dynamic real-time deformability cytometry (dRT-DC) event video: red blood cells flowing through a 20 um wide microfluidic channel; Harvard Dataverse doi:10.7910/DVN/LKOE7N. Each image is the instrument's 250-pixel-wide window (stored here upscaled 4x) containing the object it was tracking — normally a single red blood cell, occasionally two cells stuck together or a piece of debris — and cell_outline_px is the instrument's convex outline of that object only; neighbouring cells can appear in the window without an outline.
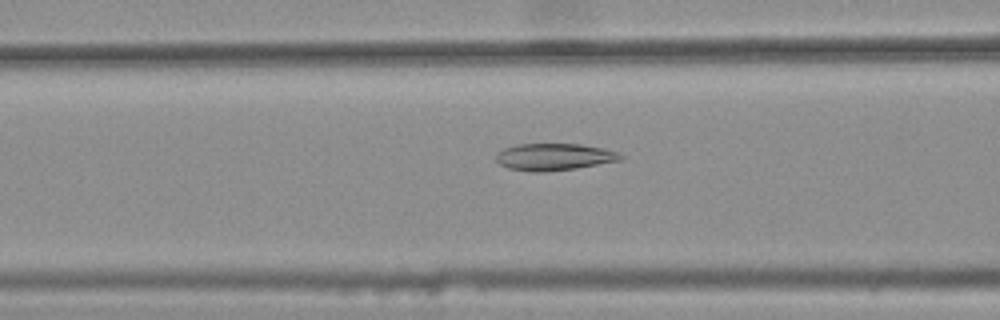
{"species": "common noctule bat (a hibernating species)", "species_latin": "Nyctalus noctula", "temperature_condition": "warm", "stored_images_in_passage": 48, "camera_frame_rate_fps": 3000, "um_per_image_px": 0.085, "animal": {"sex": "female", "body_mass_g": 25.1}, "frame": {"image": 1, "passage_image": 21, "time_ms": 6.667, "image_size_px": [1000, 320], "cell_outline_px": [[624, 156], [620, 160], [576, 168], [544, 172], [528, 172], [508, 168], [500, 164], [496, 160], [496, 152], [504, 148], [516, 144], [580, 144], [604, 148], [616, 152]], "centroid_in_image_um": [47.05, 13.33], "position_along_channel_um": 119.5, "area_um2": 19.59}}
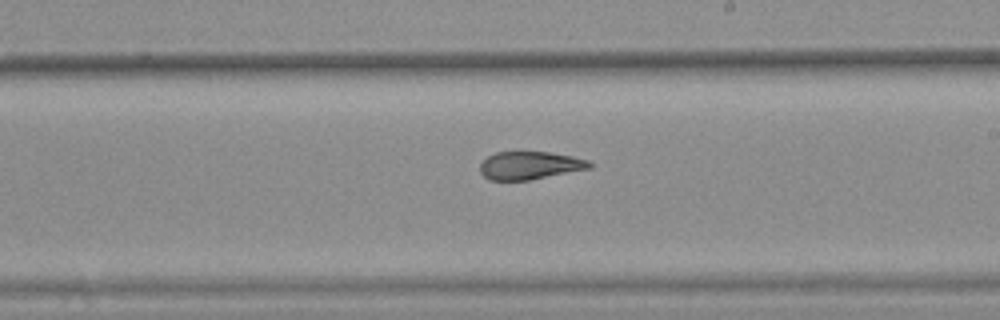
{"frame": {"image": 2, "passage_image": 31, "time_ms": 10.0, "image_size_px": [1000, 320], "cell_outline_px": [[592, 168], [528, 180], [488, 180], [480, 172], [480, 164], [488, 156], [496, 152], [548, 152], [572, 156], [588, 160], [592, 164]], "centroid_in_image_um": [45.03, 14.06], "position_along_channel_um": 244.0, "area_um2": 17.74}}
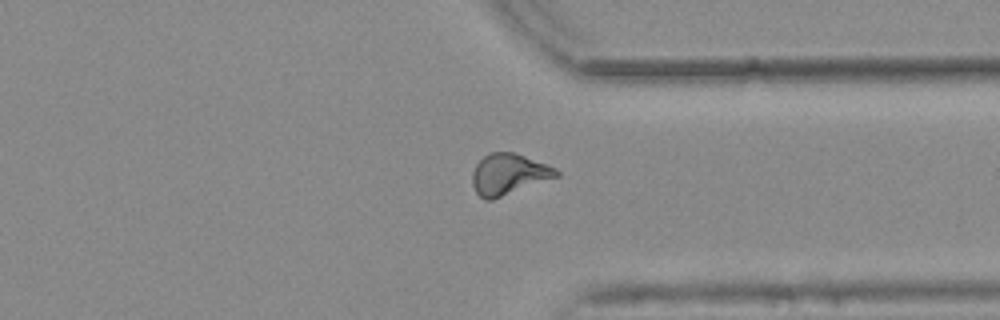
{"frame": {"image": 3, "passage_image": 41, "time_ms": 13.333, "image_size_px": [1000, 320], "cell_outline_px": [[560, 176], [492, 200], [484, 200], [476, 192], [472, 184], [472, 172], [476, 164], [488, 152], [512, 152], [524, 156], [556, 168], [560, 172]], "centroid_in_image_um": [43.23, 14.82], "position_along_channel_um": 368.2, "area_um2": 20.06}, "authors_computed_cell_mechanics": {"area_um2": 19.6809, "velocity_mm_per_s": 3.7448, "shape_relaxation_time_tau1_ms": null, "shape_relaxation_time_tau2_ms": 2.0203, "deformation_change_tau1": null, "deformation_change_tau2": 0.0742}}